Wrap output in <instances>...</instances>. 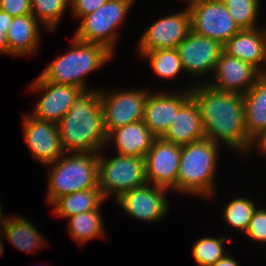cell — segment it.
<instances>
[{
	"label": "cell",
	"mask_w": 266,
	"mask_h": 266,
	"mask_svg": "<svg viewBox=\"0 0 266 266\" xmlns=\"http://www.w3.org/2000/svg\"><path fill=\"white\" fill-rule=\"evenodd\" d=\"M25 142L32 157L48 166L65 153L60 141L57 123L43 121L32 115H24Z\"/></svg>",
	"instance_id": "obj_15"
},
{
	"label": "cell",
	"mask_w": 266,
	"mask_h": 266,
	"mask_svg": "<svg viewBox=\"0 0 266 266\" xmlns=\"http://www.w3.org/2000/svg\"><path fill=\"white\" fill-rule=\"evenodd\" d=\"M101 152L98 153V177L104 199L110 194L118 199L124 192L147 183L145 157L117 154L107 159Z\"/></svg>",
	"instance_id": "obj_7"
},
{
	"label": "cell",
	"mask_w": 266,
	"mask_h": 266,
	"mask_svg": "<svg viewBox=\"0 0 266 266\" xmlns=\"http://www.w3.org/2000/svg\"><path fill=\"white\" fill-rule=\"evenodd\" d=\"M156 137L143 120L112 130L107 143L115 142L117 154L145 157Z\"/></svg>",
	"instance_id": "obj_20"
},
{
	"label": "cell",
	"mask_w": 266,
	"mask_h": 266,
	"mask_svg": "<svg viewBox=\"0 0 266 266\" xmlns=\"http://www.w3.org/2000/svg\"><path fill=\"white\" fill-rule=\"evenodd\" d=\"M29 90L43 93L31 115L36 119L54 123H58L65 116L74 99L82 91L73 85L47 82L40 75L31 83Z\"/></svg>",
	"instance_id": "obj_14"
},
{
	"label": "cell",
	"mask_w": 266,
	"mask_h": 266,
	"mask_svg": "<svg viewBox=\"0 0 266 266\" xmlns=\"http://www.w3.org/2000/svg\"><path fill=\"white\" fill-rule=\"evenodd\" d=\"M191 30L224 45L241 29L221 0H198L188 6Z\"/></svg>",
	"instance_id": "obj_8"
},
{
	"label": "cell",
	"mask_w": 266,
	"mask_h": 266,
	"mask_svg": "<svg viewBox=\"0 0 266 266\" xmlns=\"http://www.w3.org/2000/svg\"><path fill=\"white\" fill-rule=\"evenodd\" d=\"M218 148L219 144L207 138L181 146L177 192L214 196Z\"/></svg>",
	"instance_id": "obj_3"
},
{
	"label": "cell",
	"mask_w": 266,
	"mask_h": 266,
	"mask_svg": "<svg viewBox=\"0 0 266 266\" xmlns=\"http://www.w3.org/2000/svg\"><path fill=\"white\" fill-rule=\"evenodd\" d=\"M255 145V146H253ZM252 147H256L258 148V150L260 152L263 153V155L265 154L266 155V130L261 132L258 136H256L252 142H251V146H250V150L248 152V154L250 153V151H252Z\"/></svg>",
	"instance_id": "obj_35"
},
{
	"label": "cell",
	"mask_w": 266,
	"mask_h": 266,
	"mask_svg": "<svg viewBox=\"0 0 266 266\" xmlns=\"http://www.w3.org/2000/svg\"><path fill=\"white\" fill-rule=\"evenodd\" d=\"M161 138L180 146L206 138L198 106L192 98L178 110Z\"/></svg>",
	"instance_id": "obj_19"
},
{
	"label": "cell",
	"mask_w": 266,
	"mask_h": 266,
	"mask_svg": "<svg viewBox=\"0 0 266 266\" xmlns=\"http://www.w3.org/2000/svg\"><path fill=\"white\" fill-rule=\"evenodd\" d=\"M134 0H108L100 8L80 18L74 38L105 46L113 54L117 43L116 29L123 23ZM119 25V26H118Z\"/></svg>",
	"instance_id": "obj_6"
},
{
	"label": "cell",
	"mask_w": 266,
	"mask_h": 266,
	"mask_svg": "<svg viewBox=\"0 0 266 266\" xmlns=\"http://www.w3.org/2000/svg\"><path fill=\"white\" fill-rule=\"evenodd\" d=\"M63 150L70 153H96L106 147L108 134L99 90H83L69 111L57 123Z\"/></svg>",
	"instance_id": "obj_2"
},
{
	"label": "cell",
	"mask_w": 266,
	"mask_h": 266,
	"mask_svg": "<svg viewBox=\"0 0 266 266\" xmlns=\"http://www.w3.org/2000/svg\"><path fill=\"white\" fill-rule=\"evenodd\" d=\"M70 48L69 52L53 60L40 76L47 82L87 90L85 77L104 66L114 54L101 44L82 42L74 37Z\"/></svg>",
	"instance_id": "obj_4"
},
{
	"label": "cell",
	"mask_w": 266,
	"mask_h": 266,
	"mask_svg": "<svg viewBox=\"0 0 266 266\" xmlns=\"http://www.w3.org/2000/svg\"><path fill=\"white\" fill-rule=\"evenodd\" d=\"M139 53L150 61L153 71L161 78H175L184 70L177 49H159Z\"/></svg>",
	"instance_id": "obj_26"
},
{
	"label": "cell",
	"mask_w": 266,
	"mask_h": 266,
	"mask_svg": "<svg viewBox=\"0 0 266 266\" xmlns=\"http://www.w3.org/2000/svg\"><path fill=\"white\" fill-rule=\"evenodd\" d=\"M0 10L13 17L24 16L32 14V3L31 0H0Z\"/></svg>",
	"instance_id": "obj_32"
},
{
	"label": "cell",
	"mask_w": 266,
	"mask_h": 266,
	"mask_svg": "<svg viewBox=\"0 0 266 266\" xmlns=\"http://www.w3.org/2000/svg\"><path fill=\"white\" fill-rule=\"evenodd\" d=\"M212 81H205L210 87L223 92L244 95L263 75L253 65L222 51L215 67Z\"/></svg>",
	"instance_id": "obj_16"
},
{
	"label": "cell",
	"mask_w": 266,
	"mask_h": 266,
	"mask_svg": "<svg viewBox=\"0 0 266 266\" xmlns=\"http://www.w3.org/2000/svg\"><path fill=\"white\" fill-rule=\"evenodd\" d=\"M108 0H70L73 15L80 19L100 8Z\"/></svg>",
	"instance_id": "obj_33"
},
{
	"label": "cell",
	"mask_w": 266,
	"mask_h": 266,
	"mask_svg": "<svg viewBox=\"0 0 266 266\" xmlns=\"http://www.w3.org/2000/svg\"><path fill=\"white\" fill-rule=\"evenodd\" d=\"M13 21V16L0 10V53L9 54L7 35L9 26Z\"/></svg>",
	"instance_id": "obj_34"
},
{
	"label": "cell",
	"mask_w": 266,
	"mask_h": 266,
	"mask_svg": "<svg viewBox=\"0 0 266 266\" xmlns=\"http://www.w3.org/2000/svg\"><path fill=\"white\" fill-rule=\"evenodd\" d=\"M182 1L186 2L185 3V4H187L186 6H189V5H191L192 3H194V2H196L198 0H182Z\"/></svg>",
	"instance_id": "obj_39"
},
{
	"label": "cell",
	"mask_w": 266,
	"mask_h": 266,
	"mask_svg": "<svg viewBox=\"0 0 266 266\" xmlns=\"http://www.w3.org/2000/svg\"><path fill=\"white\" fill-rule=\"evenodd\" d=\"M32 15L50 32L57 29L70 0H31Z\"/></svg>",
	"instance_id": "obj_27"
},
{
	"label": "cell",
	"mask_w": 266,
	"mask_h": 266,
	"mask_svg": "<svg viewBox=\"0 0 266 266\" xmlns=\"http://www.w3.org/2000/svg\"><path fill=\"white\" fill-rule=\"evenodd\" d=\"M190 31L191 15L187 6L183 11L167 15L151 24L142 34L138 50L150 52L159 49H177Z\"/></svg>",
	"instance_id": "obj_10"
},
{
	"label": "cell",
	"mask_w": 266,
	"mask_h": 266,
	"mask_svg": "<svg viewBox=\"0 0 266 266\" xmlns=\"http://www.w3.org/2000/svg\"><path fill=\"white\" fill-rule=\"evenodd\" d=\"M181 146L156 138L145 155L147 183L176 191Z\"/></svg>",
	"instance_id": "obj_13"
},
{
	"label": "cell",
	"mask_w": 266,
	"mask_h": 266,
	"mask_svg": "<svg viewBox=\"0 0 266 266\" xmlns=\"http://www.w3.org/2000/svg\"><path fill=\"white\" fill-rule=\"evenodd\" d=\"M48 165L53 166L47 186V202L50 204L65 195L99 188L96 153H64Z\"/></svg>",
	"instance_id": "obj_5"
},
{
	"label": "cell",
	"mask_w": 266,
	"mask_h": 266,
	"mask_svg": "<svg viewBox=\"0 0 266 266\" xmlns=\"http://www.w3.org/2000/svg\"><path fill=\"white\" fill-rule=\"evenodd\" d=\"M105 199L99 188H91L58 198L53 204L57 217L70 218L83 212L100 209Z\"/></svg>",
	"instance_id": "obj_24"
},
{
	"label": "cell",
	"mask_w": 266,
	"mask_h": 266,
	"mask_svg": "<svg viewBox=\"0 0 266 266\" xmlns=\"http://www.w3.org/2000/svg\"><path fill=\"white\" fill-rule=\"evenodd\" d=\"M2 234V232L0 231V235ZM4 243L2 242V239L0 238V256H2V253L4 251V247H3Z\"/></svg>",
	"instance_id": "obj_38"
},
{
	"label": "cell",
	"mask_w": 266,
	"mask_h": 266,
	"mask_svg": "<svg viewBox=\"0 0 266 266\" xmlns=\"http://www.w3.org/2000/svg\"><path fill=\"white\" fill-rule=\"evenodd\" d=\"M107 134L112 130L143 120L148 90L100 91Z\"/></svg>",
	"instance_id": "obj_9"
},
{
	"label": "cell",
	"mask_w": 266,
	"mask_h": 266,
	"mask_svg": "<svg viewBox=\"0 0 266 266\" xmlns=\"http://www.w3.org/2000/svg\"><path fill=\"white\" fill-rule=\"evenodd\" d=\"M184 71L193 77H202L214 72L223 51V45L216 40L195 34L192 30L177 47Z\"/></svg>",
	"instance_id": "obj_12"
},
{
	"label": "cell",
	"mask_w": 266,
	"mask_h": 266,
	"mask_svg": "<svg viewBox=\"0 0 266 266\" xmlns=\"http://www.w3.org/2000/svg\"><path fill=\"white\" fill-rule=\"evenodd\" d=\"M256 208L254 201L241 196L228 203L223 209L222 217L231 227L245 233Z\"/></svg>",
	"instance_id": "obj_29"
},
{
	"label": "cell",
	"mask_w": 266,
	"mask_h": 266,
	"mask_svg": "<svg viewBox=\"0 0 266 266\" xmlns=\"http://www.w3.org/2000/svg\"><path fill=\"white\" fill-rule=\"evenodd\" d=\"M1 204V203H0ZM2 208H1V205H0V225H1V227H3V225H4V223H5V221L7 220V218H3V214H2V210H1ZM2 229L0 228V231H1Z\"/></svg>",
	"instance_id": "obj_37"
},
{
	"label": "cell",
	"mask_w": 266,
	"mask_h": 266,
	"mask_svg": "<svg viewBox=\"0 0 266 266\" xmlns=\"http://www.w3.org/2000/svg\"><path fill=\"white\" fill-rule=\"evenodd\" d=\"M190 88L206 138L219 145L224 142L233 151L247 154L251 141L245 129L243 96L218 91L203 82Z\"/></svg>",
	"instance_id": "obj_1"
},
{
	"label": "cell",
	"mask_w": 266,
	"mask_h": 266,
	"mask_svg": "<svg viewBox=\"0 0 266 266\" xmlns=\"http://www.w3.org/2000/svg\"><path fill=\"white\" fill-rule=\"evenodd\" d=\"M240 29L257 28L260 0H221Z\"/></svg>",
	"instance_id": "obj_28"
},
{
	"label": "cell",
	"mask_w": 266,
	"mask_h": 266,
	"mask_svg": "<svg viewBox=\"0 0 266 266\" xmlns=\"http://www.w3.org/2000/svg\"><path fill=\"white\" fill-rule=\"evenodd\" d=\"M251 240L266 242V209L256 208L252 214L248 228L244 233Z\"/></svg>",
	"instance_id": "obj_31"
},
{
	"label": "cell",
	"mask_w": 266,
	"mask_h": 266,
	"mask_svg": "<svg viewBox=\"0 0 266 266\" xmlns=\"http://www.w3.org/2000/svg\"><path fill=\"white\" fill-rule=\"evenodd\" d=\"M100 210L95 209L67 218L69 222V234L80 245L93 238H105L106 234L104 233L105 229H103L104 224Z\"/></svg>",
	"instance_id": "obj_25"
},
{
	"label": "cell",
	"mask_w": 266,
	"mask_h": 266,
	"mask_svg": "<svg viewBox=\"0 0 266 266\" xmlns=\"http://www.w3.org/2000/svg\"><path fill=\"white\" fill-rule=\"evenodd\" d=\"M223 51L256 67L262 74L266 65V29H241L224 45Z\"/></svg>",
	"instance_id": "obj_18"
},
{
	"label": "cell",
	"mask_w": 266,
	"mask_h": 266,
	"mask_svg": "<svg viewBox=\"0 0 266 266\" xmlns=\"http://www.w3.org/2000/svg\"><path fill=\"white\" fill-rule=\"evenodd\" d=\"M244 118L248 139L266 130V76L263 74L244 94Z\"/></svg>",
	"instance_id": "obj_22"
},
{
	"label": "cell",
	"mask_w": 266,
	"mask_h": 266,
	"mask_svg": "<svg viewBox=\"0 0 266 266\" xmlns=\"http://www.w3.org/2000/svg\"><path fill=\"white\" fill-rule=\"evenodd\" d=\"M39 24L32 14L13 17L7 35L9 55L22 57L37 54L41 37Z\"/></svg>",
	"instance_id": "obj_21"
},
{
	"label": "cell",
	"mask_w": 266,
	"mask_h": 266,
	"mask_svg": "<svg viewBox=\"0 0 266 266\" xmlns=\"http://www.w3.org/2000/svg\"><path fill=\"white\" fill-rule=\"evenodd\" d=\"M2 228V236L5 235L9 243L24 252H38L45 244L37 227L23 217H7Z\"/></svg>",
	"instance_id": "obj_23"
},
{
	"label": "cell",
	"mask_w": 266,
	"mask_h": 266,
	"mask_svg": "<svg viewBox=\"0 0 266 266\" xmlns=\"http://www.w3.org/2000/svg\"><path fill=\"white\" fill-rule=\"evenodd\" d=\"M167 191V188L146 183L124 192L116 201L125 213L136 220L154 222L168 213Z\"/></svg>",
	"instance_id": "obj_11"
},
{
	"label": "cell",
	"mask_w": 266,
	"mask_h": 266,
	"mask_svg": "<svg viewBox=\"0 0 266 266\" xmlns=\"http://www.w3.org/2000/svg\"><path fill=\"white\" fill-rule=\"evenodd\" d=\"M190 89L176 92L149 93L145 102L143 122L156 138L168 130L178 110L191 98Z\"/></svg>",
	"instance_id": "obj_17"
},
{
	"label": "cell",
	"mask_w": 266,
	"mask_h": 266,
	"mask_svg": "<svg viewBox=\"0 0 266 266\" xmlns=\"http://www.w3.org/2000/svg\"><path fill=\"white\" fill-rule=\"evenodd\" d=\"M212 266H239L237 261L227 253L224 257L215 262Z\"/></svg>",
	"instance_id": "obj_36"
},
{
	"label": "cell",
	"mask_w": 266,
	"mask_h": 266,
	"mask_svg": "<svg viewBox=\"0 0 266 266\" xmlns=\"http://www.w3.org/2000/svg\"><path fill=\"white\" fill-rule=\"evenodd\" d=\"M226 237H203L194 244L192 254L200 266H212L219 259L224 257L223 245Z\"/></svg>",
	"instance_id": "obj_30"
}]
</instances>
